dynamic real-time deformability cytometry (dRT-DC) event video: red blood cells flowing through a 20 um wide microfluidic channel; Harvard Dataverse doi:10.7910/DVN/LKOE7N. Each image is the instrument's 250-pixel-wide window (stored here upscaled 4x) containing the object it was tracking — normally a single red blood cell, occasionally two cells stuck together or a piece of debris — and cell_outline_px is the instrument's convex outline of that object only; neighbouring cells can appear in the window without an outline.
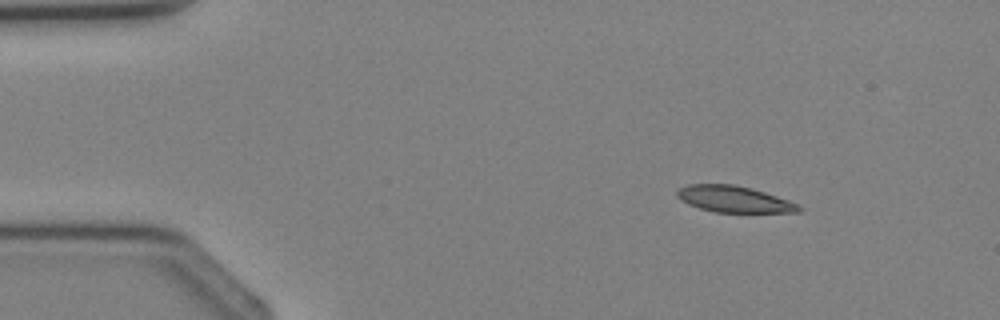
{"species": "Egyptian fruit bat (a non-hibernating species)", "species_latin": "Rousettus aegyptiacus", "temperature_condition": "cold", "stored_images_in_passage": 3, "camera_frame_rate_fps": 3000, "um_per_image_px": 0.085, "animal": {"sex": "female"}, "frame": {"image": 1, "passage_image": 1, "time_ms": 0.0, "image_size_px": [1000, 320], "cell_outline_px": [[804, 208], [800, 212], [716, 212], [700, 208], [688, 204], [680, 200], [676, 196], [676, 192], [680, 188], [688, 184], [732, 184], [752, 188], [788, 200]], "centroid_in_image_um": [62.37, 16.92], "position_along_channel_um": 22.6, "area_um2": 18.61}}
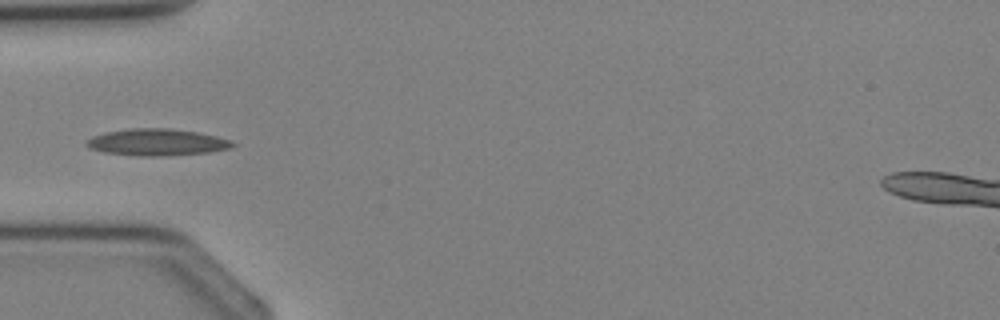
{"frame": {"image": 2, "passage_image": 3, "time_ms": 2.333, "image_size_px": [1000, 320], "cell_outline_px": [[236, 144], [232, 148], [208, 152], [168, 156], [140, 156], [104, 152], [88, 148], [84, 144], [84, 140], [92, 136], [104, 132], [128, 128], [168, 128], [196, 132], [216, 136], [232, 140]], "centroid_in_image_um": [13.3, 12.09], "position_along_channel_um": 71.7, "area_um2": 23.06}}